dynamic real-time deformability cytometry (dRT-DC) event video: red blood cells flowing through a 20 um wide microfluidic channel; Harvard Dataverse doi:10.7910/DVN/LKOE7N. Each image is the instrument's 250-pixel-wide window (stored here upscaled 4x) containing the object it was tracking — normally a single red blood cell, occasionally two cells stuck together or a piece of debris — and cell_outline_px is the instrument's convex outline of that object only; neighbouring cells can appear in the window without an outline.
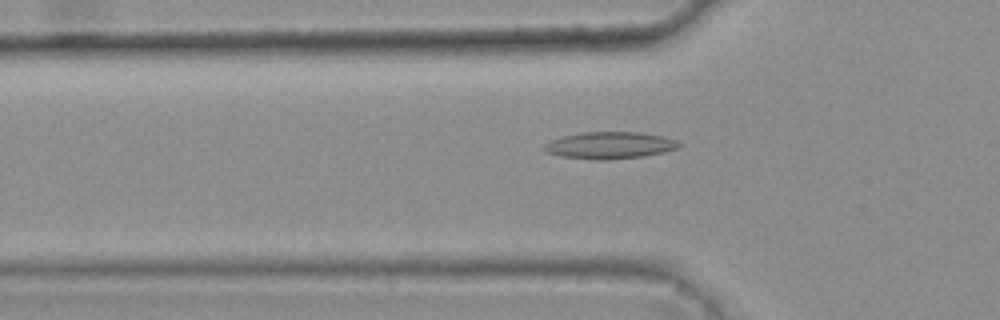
{"species": "common noctule bat (a hibernating species)", "species_latin": "Nyctalus noctula", "temperature_condition": "warm", "stored_images_in_passage": 42, "camera_frame_rate_fps": 3000, "um_per_image_px": 0.085, "animal": {"sex": "female", "body_mass_g": 25.1}, "frame": {"image": 1, "passage_image": 12, "time_ms": 3.667, "image_size_px": [1000, 320], "cell_outline_px": [[680, 144], [676, 148], [664, 152], [644, 156], [608, 160], [596, 160], [560, 156], [544, 152], [540, 148], [544, 144], [552, 140], [564, 136], [580, 132], [640, 132], [664, 136], [676, 140]], "centroid_in_image_um": [51.78, 12.35], "position_along_channel_um": 74.0, "area_um2": 21.27}}
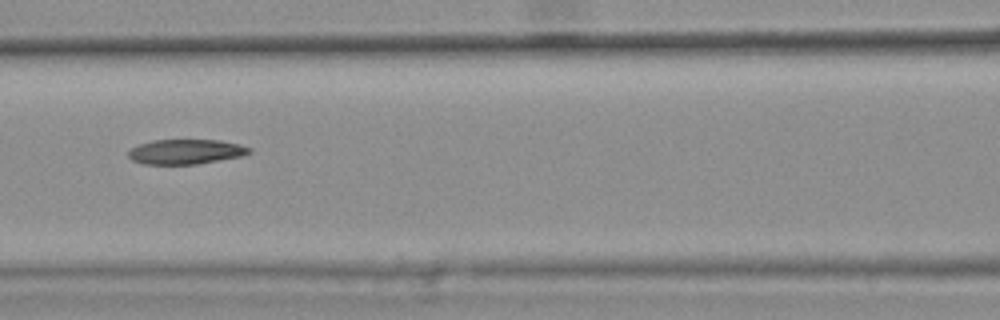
{"frame": {"image": 2, "passage_image": 18, "time_ms": 5.667, "image_size_px": [1000, 320], "cell_outline_px": [[252, 152], [240, 156], [196, 164], [144, 164], [132, 160], [128, 156], [128, 152], [132, 148], [140, 144], [152, 140], [220, 140], [240, 144], [252, 148]], "centroid_in_image_um": [15.8, 12.89], "position_along_channel_um": 150.8, "area_um2": 17.4}}
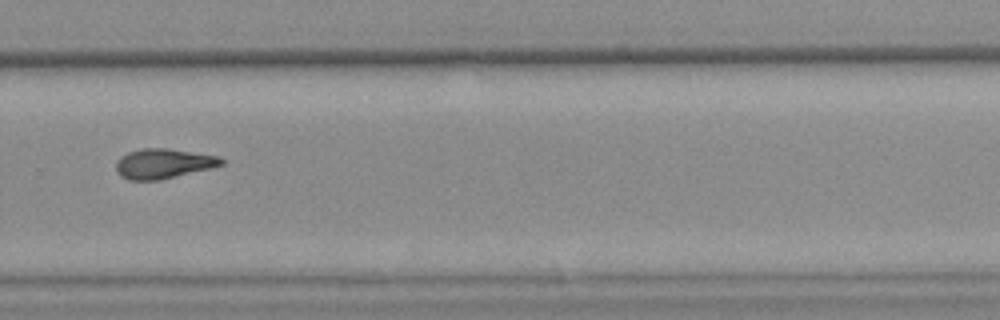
{"frame": {"image": 3, "passage_image": 31, "time_ms": 10.0, "image_size_px": [1000, 320], "cell_outline_px": [[224, 164], [212, 168], [156, 180], [128, 180], [120, 176], [116, 172], [116, 160], [120, 156], [128, 152], [140, 148], [168, 148], [216, 156], [224, 160]], "centroid_in_image_um": [13.83, 13.9], "position_along_channel_um": 316.0, "area_um2": 18.26}, "authors_computed_cell_mechanics": {"area_um2": 18.4671, "velocity_mm_per_s": 3.8206, "shape_relaxation_time_tau1_ms": null, "shape_relaxation_time_tau2_ms": 6.0572, "deformation_change_tau1": null, "deformation_change_tau2": 0.152}}